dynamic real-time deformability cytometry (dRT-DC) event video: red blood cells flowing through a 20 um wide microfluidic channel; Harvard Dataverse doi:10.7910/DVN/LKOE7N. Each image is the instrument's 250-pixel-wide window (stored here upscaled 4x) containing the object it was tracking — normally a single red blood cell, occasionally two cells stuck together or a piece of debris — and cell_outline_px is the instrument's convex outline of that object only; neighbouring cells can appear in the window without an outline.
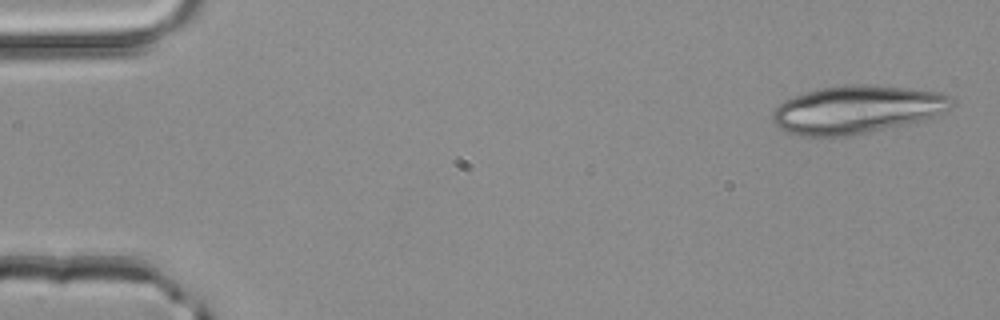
{"species": "common noctule bat (a hibernating species)", "species_latin": "Nyctalus noctula", "temperature_condition": "room temperature", "stored_images_in_passage": 4, "camera_frame_rate_fps": 3000, "um_per_image_px": 0.085, "animal": {"sex": "male", "body_mass_g": 20.4}, "frame": {"image": 1, "passage_image": 1, "time_ms": 0.0, "image_size_px": [1000, 320], "cell_outline_px": [[956, 104], [952, 108], [936, 116], [916, 124], [848, 136], [796, 136], [780, 128], [772, 120], [772, 112], [784, 100], [820, 88], [844, 84], [864, 84], [908, 88], [940, 92], [952, 96], [956, 100]], "centroid_in_image_um": [72.94, 9.32], "position_along_channel_um": 12.1, "area_um2": 50.92}}